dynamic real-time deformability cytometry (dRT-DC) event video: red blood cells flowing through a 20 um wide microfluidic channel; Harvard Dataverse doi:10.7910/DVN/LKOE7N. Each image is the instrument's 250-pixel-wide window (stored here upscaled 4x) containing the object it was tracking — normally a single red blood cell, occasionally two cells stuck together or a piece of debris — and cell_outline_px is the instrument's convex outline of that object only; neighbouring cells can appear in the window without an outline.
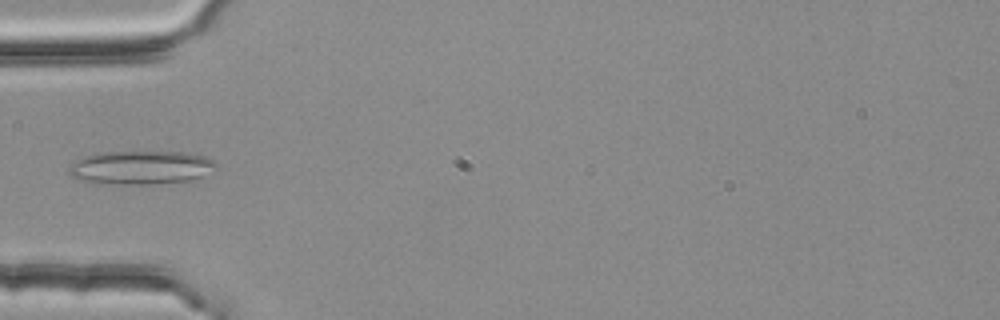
{"species": "common noctule bat (a hibernating species)", "species_latin": "Nyctalus noctula", "temperature_condition": "room temperature", "stored_images_in_passage": 2, "camera_frame_rate_fps": 3000, "um_per_image_px": 0.085, "animal": {"sex": "female", "body_mass_g": 25.1}, "frame": {"image": 1, "passage_image": 2, "time_ms": 0.333, "image_size_px": [1000, 320], "cell_outline_px": [[216, 164], [200, 176], [188, 180], [152, 184], [96, 184], [72, 176], [68, 172], [68, 168], [76, 160], [84, 156], [96, 152], [188, 152], [208, 156], [216, 160]], "centroid_in_image_um": [11.92, 14.23], "position_along_channel_um": 73.1, "area_um2": 28.73}}